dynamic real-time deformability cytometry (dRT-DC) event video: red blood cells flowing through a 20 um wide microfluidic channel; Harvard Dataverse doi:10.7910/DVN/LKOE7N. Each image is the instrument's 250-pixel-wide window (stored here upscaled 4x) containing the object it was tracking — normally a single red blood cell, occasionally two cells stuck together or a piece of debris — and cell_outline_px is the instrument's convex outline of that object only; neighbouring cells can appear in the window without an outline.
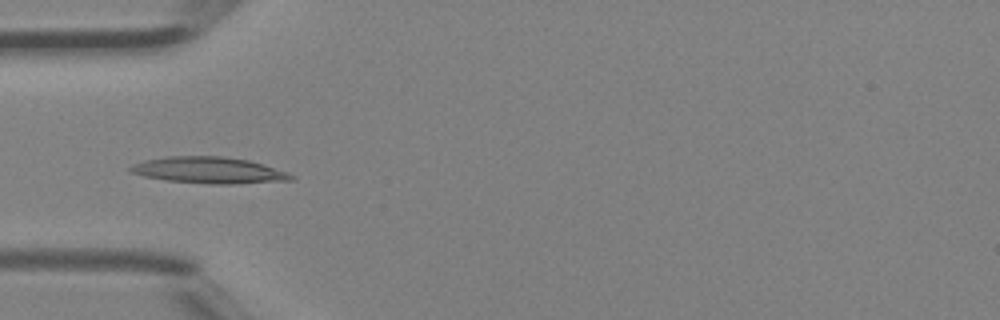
{"species": "Egyptian fruit bat (a non-hibernating species)", "species_latin": "Rousettus aegyptiacus", "temperature_condition": "room temperature", "stored_images_in_passage": 4, "camera_frame_rate_fps": 3000, "um_per_image_px": 0.085, "animal": {"sex": "female"}, "frame": {"image": 1, "passage_image": 4, "time_ms": 1.0, "image_size_px": [1000, 320], "cell_outline_px": [[296, 180], [232, 184], [212, 184], [164, 180], [144, 176], [128, 172], [128, 168], [132, 164], [144, 160], [164, 156], [224, 156], [248, 160], [264, 164], [288, 172], [296, 176]], "centroid_in_image_um": [17.76, 14.47], "position_along_channel_um": 67.2, "area_um2": 25.09}}